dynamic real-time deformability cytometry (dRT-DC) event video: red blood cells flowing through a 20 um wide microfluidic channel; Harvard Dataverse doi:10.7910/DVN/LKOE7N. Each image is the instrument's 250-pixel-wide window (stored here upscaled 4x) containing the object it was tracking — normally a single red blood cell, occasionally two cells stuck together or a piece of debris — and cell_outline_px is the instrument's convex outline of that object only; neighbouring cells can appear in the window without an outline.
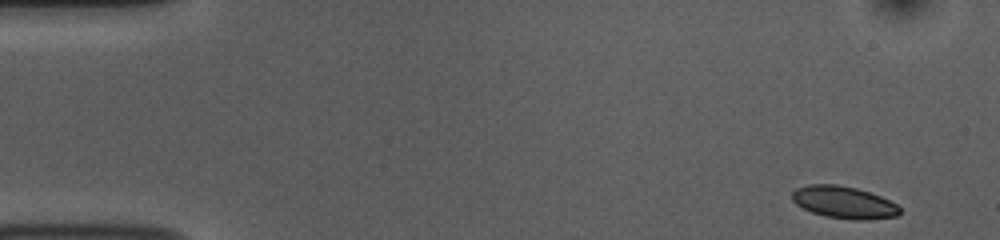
{"species": "common noctule bat (a hibernating species)", "species_latin": "Nyctalus noctula", "temperature_condition": "room temperature", "stored_images_in_passage": 51, "camera_frame_rate_fps": 3000, "um_per_image_px": 0.085, "animal": {"sex": "female", "body_mass_g": 10.0, "forearm_length_mm": 53.1}, "frame": {"image": 1, "passage_image": 1, "time_ms": 0.0, "image_size_px": [1000, 240], "cell_outline_px": [[900, 212], [896, 216], [864, 220], [852, 220], [824, 216], [812, 212], [796, 204], [792, 200], [792, 192], [796, 188], [808, 184], [836, 184], [856, 188], [880, 196], [896, 204], [900, 208]], "centroid_in_image_um": [71.7, 17.2], "position_along_channel_um": 13.3, "area_um2": 20.11}}
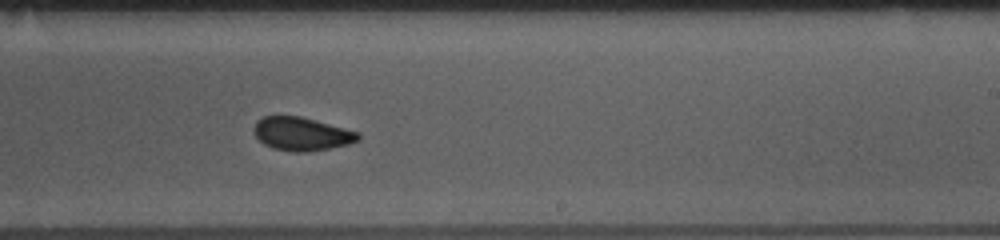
{"frame": {"image": 2, "passage_image": 30, "time_ms": 9.667, "image_size_px": [1000, 240], "cell_outline_px": [[360, 140], [348, 144], [308, 152], [292, 152], [272, 148], [264, 144], [256, 136], [252, 128], [256, 120], [264, 116], [300, 116], [360, 132]], "centroid_in_image_um": [25.63, 11.38], "position_along_channel_um": 263.4, "area_um2": 20.35}}
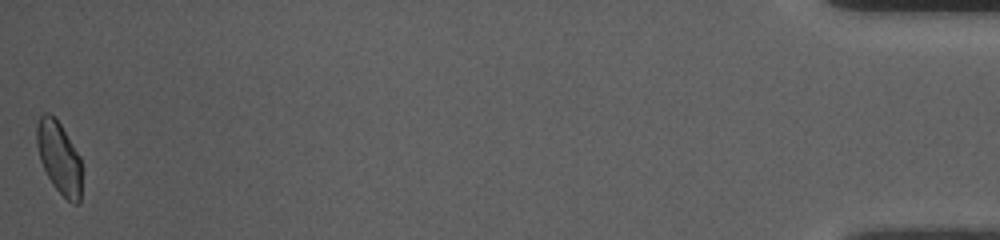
{"frame": {"image": 3, "passage_image": 51, "time_ms": 16.667, "image_size_px": [1000, 240], "cell_outline_px": [[80, 204], [72, 204], [52, 184], [40, 160], [36, 144], [36, 124], [40, 116], [44, 112], [48, 112], [60, 124], [80, 156]], "centroid_in_image_um": [5.0, 13.38], "position_along_channel_um": 430.2, "area_um2": 18.67}, "authors_computed_cell_mechanics": {"area_um2": 20.4612, "velocity_mm_per_s": 3.7326, "shape_relaxation_time_tau1_ms": null, "shape_relaxation_time_tau2_ms": 1.1083, "deformation_change_tau1": null, "deformation_change_tau2": 0.0563}}